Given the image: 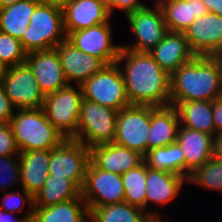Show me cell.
<instances>
[{
  "mask_svg": "<svg viewBox=\"0 0 222 222\" xmlns=\"http://www.w3.org/2000/svg\"><path fill=\"white\" fill-rule=\"evenodd\" d=\"M118 111L83 98L79 124L73 140L91 148L113 143Z\"/></svg>",
  "mask_w": 222,
  "mask_h": 222,
  "instance_id": "8992f818",
  "label": "cell"
},
{
  "mask_svg": "<svg viewBox=\"0 0 222 222\" xmlns=\"http://www.w3.org/2000/svg\"><path fill=\"white\" fill-rule=\"evenodd\" d=\"M90 149V161L104 171L119 175L136 168L144 160L139 152L115 143L101 144Z\"/></svg>",
  "mask_w": 222,
  "mask_h": 222,
  "instance_id": "d6986e66",
  "label": "cell"
},
{
  "mask_svg": "<svg viewBox=\"0 0 222 222\" xmlns=\"http://www.w3.org/2000/svg\"><path fill=\"white\" fill-rule=\"evenodd\" d=\"M148 53L169 75L196 57L184 32L169 31L164 39Z\"/></svg>",
  "mask_w": 222,
  "mask_h": 222,
  "instance_id": "ffe728a7",
  "label": "cell"
},
{
  "mask_svg": "<svg viewBox=\"0 0 222 222\" xmlns=\"http://www.w3.org/2000/svg\"><path fill=\"white\" fill-rule=\"evenodd\" d=\"M40 1L41 3L49 4V5L56 6L62 9L71 0H40Z\"/></svg>",
  "mask_w": 222,
  "mask_h": 222,
  "instance_id": "7bdbcfd3",
  "label": "cell"
},
{
  "mask_svg": "<svg viewBox=\"0 0 222 222\" xmlns=\"http://www.w3.org/2000/svg\"><path fill=\"white\" fill-rule=\"evenodd\" d=\"M40 0H21L0 9V31L21 40Z\"/></svg>",
  "mask_w": 222,
  "mask_h": 222,
  "instance_id": "83f0119b",
  "label": "cell"
},
{
  "mask_svg": "<svg viewBox=\"0 0 222 222\" xmlns=\"http://www.w3.org/2000/svg\"><path fill=\"white\" fill-rule=\"evenodd\" d=\"M96 1H99V2L105 3L107 6H108V4H109V0H96Z\"/></svg>",
  "mask_w": 222,
  "mask_h": 222,
  "instance_id": "c3c4849f",
  "label": "cell"
},
{
  "mask_svg": "<svg viewBox=\"0 0 222 222\" xmlns=\"http://www.w3.org/2000/svg\"><path fill=\"white\" fill-rule=\"evenodd\" d=\"M82 100L81 86L74 84L45 95L43 110L64 139H73L76 136Z\"/></svg>",
  "mask_w": 222,
  "mask_h": 222,
  "instance_id": "5b68a950",
  "label": "cell"
},
{
  "mask_svg": "<svg viewBox=\"0 0 222 222\" xmlns=\"http://www.w3.org/2000/svg\"><path fill=\"white\" fill-rule=\"evenodd\" d=\"M51 150H30L20 152V188L33 197L43 187L48 177Z\"/></svg>",
  "mask_w": 222,
  "mask_h": 222,
  "instance_id": "603a6c76",
  "label": "cell"
},
{
  "mask_svg": "<svg viewBox=\"0 0 222 222\" xmlns=\"http://www.w3.org/2000/svg\"><path fill=\"white\" fill-rule=\"evenodd\" d=\"M25 203L28 205L27 212H33L34 197L29 192L23 188H21V191L10 190L7 193L4 192L0 202V209L10 213H18L23 211Z\"/></svg>",
  "mask_w": 222,
  "mask_h": 222,
  "instance_id": "e575fe53",
  "label": "cell"
},
{
  "mask_svg": "<svg viewBox=\"0 0 222 222\" xmlns=\"http://www.w3.org/2000/svg\"><path fill=\"white\" fill-rule=\"evenodd\" d=\"M19 155L0 156V190L4 193L6 190L21 184ZM11 188V189H10Z\"/></svg>",
  "mask_w": 222,
  "mask_h": 222,
  "instance_id": "836d02e7",
  "label": "cell"
},
{
  "mask_svg": "<svg viewBox=\"0 0 222 222\" xmlns=\"http://www.w3.org/2000/svg\"><path fill=\"white\" fill-rule=\"evenodd\" d=\"M6 69L5 65L0 61V82H2L5 76Z\"/></svg>",
  "mask_w": 222,
  "mask_h": 222,
  "instance_id": "f6af8a7d",
  "label": "cell"
},
{
  "mask_svg": "<svg viewBox=\"0 0 222 222\" xmlns=\"http://www.w3.org/2000/svg\"><path fill=\"white\" fill-rule=\"evenodd\" d=\"M68 84L82 85L106 64L99 58L86 54L67 39L55 47Z\"/></svg>",
  "mask_w": 222,
  "mask_h": 222,
  "instance_id": "2e32d148",
  "label": "cell"
},
{
  "mask_svg": "<svg viewBox=\"0 0 222 222\" xmlns=\"http://www.w3.org/2000/svg\"><path fill=\"white\" fill-rule=\"evenodd\" d=\"M110 22L71 32L67 40L80 51L101 59L106 65L115 63L122 45L113 44Z\"/></svg>",
  "mask_w": 222,
  "mask_h": 222,
  "instance_id": "4fadbf2b",
  "label": "cell"
},
{
  "mask_svg": "<svg viewBox=\"0 0 222 222\" xmlns=\"http://www.w3.org/2000/svg\"><path fill=\"white\" fill-rule=\"evenodd\" d=\"M62 11L67 36L71 32L106 23L112 18L108 6L96 0H71Z\"/></svg>",
  "mask_w": 222,
  "mask_h": 222,
  "instance_id": "ac0fdd59",
  "label": "cell"
},
{
  "mask_svg": "<svg viewBox=\"0 0 222 222\" xmlns=\"http://www.w3.org/2000/svg\"><path fill=\"white\" fill-rule=\"evenodd\" d=\"M208 11L222 16V0H202Z\"/></svg>",
  "mask_w": 222,
  "mask_h": 222,
  "instance_id": "b9f144b4",
  "label": "cell"
},
{
  "mask_svg": "<svg viewBox=\"0 0 222 222\" xmlns=\"http://www.w3.org/2000/svg\"><path fill=\"white\" fill-rule=\"evenodd\" d=\"M10 124L20 152L51 150L64 140L47 119L43 108L17 109Z\"/></svg>",
  "mask_w": 222,
  "mask_h": 222,
  "instance_id": "3957f363",
  "label": "cell"
},
{
  "mask_svg": "<svg viewBox=\"0 0 222 222\" xmlns=\"http://www.w3.org/2000/svg\"><path fill=\"white\" fill-rule=\"evenodd\" d=\"M213 119L216 134L222 133V95L213 101Z\"/></svg>",
  "mask_w": 222,
  "mask_h": 222,
  "instance_id": "f35d334b",
  "label": "cell"
},
{
  "mask_svg": "<svg viewBox=\"0 0 222 222\" xmlns=\"http://www.w3.org/2000/svg\"><path fill=\"white\" fill-rule=\"evenodd\" d=\"M15 108L9 100L3 83L0 82V123H8L14 116Z\"/></svg>",
  "mask_w": 222,
  "mask_h": 222,
  "instance_id": "74e56055",
  "label": "cell"
},
{
  "mask_svg": "<svg viewBox=\"0 0 222 222\" xmlns=\"http://www.w3.org/2000/svg\"><path fill=\"white\" fill-rule=\"evenodd\" d=\"M80 86L82 96L86 100L97 102L118 112L130 105L124 79L116 62L106 65Z\"/></svg>",
  "mask_w": 222,
  "mask_h": 222,
  "instance_id": "52a82bcc",
  "label": "cell"
},
{
  "mask_svg": "<svg viewBox=\"0 0 222 222\" xmlns=\"http://www.w3.org/2000/svg\"><path fill=\"white\" fill-rule=\"evenodd\" d=\"M116 63L121 70L130 104L170 105V75L148 52L121 47Z\"/></svg>",
  "mask_w": 222,
  "mask_h": 222,
  "instance_id": "6da1fadb",
  "label": "cell"
},
{
  "mask_svg": "<svg viewBox=\"0 0 222 222\" xmlns=\"http://www.w3.org/2000/svg\"><path fill=\"white\" fill-rule=\"evenodd\" d=\"M180 127L174 106H151V124L148 131V150L168 146L176 142Z\"/></svg>",
  "mask_w": 222,
  "mask_h": 222,
  "instance_id": "7402d4cb",
  "label": "cell"
},
{
  "mask_svg": "<svg viewBox=\"0 0 222 222\" xmlns=\"http://www.w3.org/2000/svg\"><path fill=\"white\" fill-rule=\"evenodd\" d=\"M143 158L150 169L175 173L185 178V157L177 142L165 147L150 149Z\"/></svg>",
  "mask_w": 222,
  "mask_h": 222,
  "instance_id": "f1b7e54d",
  "label": "cell"
},
{
  "mask_svg": "<svg viewBox=\"0 0 222 222\" xmlns=\"http://www.w3.org/2000/svg\"><path fill=\"white\" fill-rule=\"evenodd\" d=\"M66 39L62 9L40 3L31 15L20 42L29 53L50 50Z\"/></svg>",
  "mask_w": 222,
  "mask_h": 222,
  "instance_id": "277c9868",
  "label": "cell"
},
{
  "mask_svg": "<svg viewBox=\"0 0 222 222\" xmlns=\"http://www.w3.org/2000/svg\"><path fill=\"white\" fill-rule=\"evenodd\" d=\"M222 95V73L214 57L196 56L170 75V101H214Z\"/></svg>",
  "mask_w": 222,
  "mask_h": 222,
  "instance_id": "7a4b0ae2",
  "label": "cell"
},
{
  "mask_svg": "<svg viewBox=\"0 0 222 222\" xmlns=\"http://www.w3.org/2000/svg\"><path fill=\"white\" fill-rule=\"evenodd\" d=\"M146 6L148 5L143 4L142 1L139 0H109L108 10L111 17L113 16L115 9L121 10L126 17L136 10Z\"/></svg>",
  "mask_w": 222,
  "mask_h": 222,
  "instance_id": "8d00e7d4",
  "label": "cell"
},
{
  "mask_svg": "<svg viewBox=\"0 0 222 222\" xmlns=\"http://www.w3.org/2000/svg\"><path fill=\"white\" fill-rule=\"evenodd\" d=\"M2 83L16 110L43 108L45 95L26 63L7 68Z\"/></svg>",
  "mask_w": 222,
  "mask_h": 222,
  "instance_id": "7c38bea8",
  "label": "cell"
},
{
  "mask_svg": "<svg viewBox=\"0 0 222 222\" xmlns=\"http://www.w3.org/2000/svg\"><path fill=\"white\" fill-rule=\"evenodd\" d=\"M164 217H151L148 222H167V219Z\"/></svg>",
  "mask_w": 222,
  "mask_h": 222,
  "instance_id": "7dc6e473",
  "label": "cell"
},
{
  "mask_svg": "<svg viewBox=\"0 0 222 222\" xmlns=\"http://www.w3.org/2000/svg\"><path fill=\"white\" fill-rule=\"evenodd\" d=\"M159 6L171 32H184L195 19L209 12L202 0H165Z\"/></svg>",
  "mask_w": 222,
  "mask_h": 222,
  "instance_id": "cb8c5ba5",
  "label": "cell"
},
{
  "mask_svg": "<svg viewBox=\"0 0 222 222\" xmlns=\"http://www.w3.org/2000/svg\"><path fill=\"white\" fill-rule=\"evenodd\" d=\"M81 189L69 178L48 175L34 196V207H49L78 198Z\"/></svg>",
  "mask_w": 222,
  "mask_h": 222,
  "instance_id": "4316f807",
  "label": "cell"
},
{
  "mask_svg": "<svg viewBox=\"0 0 222 222\" xmlns=\"http://www.w3.org/2000/svg\"><path fill=\"white\" fill-rule=\"evenodd\" d=\"M122 176L97 168L89 162L81 196L88 207H101L124 202Z\"/></svg>",
  "mask_w": 222,
  "mask_h": 222,
  "instance_id": "8fae6325",
  "label": "cell"
},
{
  "mask_svg": "<svg viewBox=\"0 0 222 222\" xmlns=\"http://www.w3.org/2000/svg\"><path fill=\"white\" fill-rule=\"evenodd\" d=\"M179 116L180 126L216 135L213 101H170Z\"/></svg>",
  "mask_w": 222,
  "mask_h": 222,
  "instance_id": "d4e9b609",
  "label": "cell"
},
{
  "mask_svg": "<svg viewBox=\"0 0 222 222\" xmlns=\"http://www.w3.org/2000/svg\"><path fill=\"white\" fill-rule=\"evenodd\" d=\"M186 183L187 178L180 175L163 170H153L147 167L145 193L146 212L151 217H162L159 210L157 211V207L155 206L152 208L150 207V204L154 203L157 206L160 205L159 207H164L166 204H170L173 199H176V197L183 192L181 190L184 188L183 186H185Z\"/></svg>",
  "mask_w": 222,
  "mask_h": 222,
  "instance_id": "9a60e30c",
  "label": "cell"
},
{
  "mask_svg": "<svg viewBox=\"0 0 222 222\" xmlns=\"http://www.w3.org/2000/svg\"><path fill=\"white\" fill-rule=\"evenodd\" d=\"M25 63L32 70L44 95L68 85L55 48L27 53Z\"/></svg>",
  "mask_w": 222,
  "mask_h": 222,
  "instance_id": "e0dca14e",
  "label": "cell"
},
{
  "mask_svg": "<svg viewBox=\"0 0 222 222\" xmlns=\"http://www.w3.org/2000/svg\"><path fill=\"white\" fill-rule=\"evenodd\" d=\"M92 222H148L151 216L127 202L101 207H88Z\"/></svg>",
  "mask_w": 222,
  "mask_h": 222,
  "instance_id": "f546056e",
  "label": "cell"
},
{
  "mask_svg": "<svg viewBox=\"0 0 222 222\" xmlns=\"http://www.w3.org/2000/svg\"><path fill=\"white\" fill-rule=\"evenodd\" d=\"M162 1H165V0H154V1H152L153 2V5L156 3V4H159V3H161Z\"/></svg>",
  "mask_w": 222,
  "mask_h": 222,
  "instance_id": "681fc988",
  "label": "cell"
},
{
  "mask_svg": "<svg viewBox=\"0 0 222 222\" xmlns=\"http://www.w3.org/2000/svg\"><path fill=\"white\" fill-rule=\"evenodd\" d=\"M187 183L222 193V161L211 158L189 175Z\"/></svg>",
  "mask_w": 222,
  "mask_h": 222,
  "instance_id": "1f68e13d",
  "label": "cell"
},
{
  "mask_svg": "<svg viewBox=\"0 0 222 222\" xmlns=\"http://www.w3.org/2000/svg\"><path fill=\"white\" fill-rule=\"evenodd\" d=\"M121 176L125 189L124 202L146 211V163L143 161L136 168L130 169Z\"/></svg>",
  "mask_w": 222,
  "mask_h": 222,
  "instance_id": "4dcf8cb0",
  "label": "cell"
},
{
  "mask_svg": "<svg viewBox=\"0 0 222 222\" xmlns=\"http://www.w3.org/2000/svg\"><path fill=\"white\" fill-rule=\"evenodd\" d=\"M212 158L222 161V133L213 136Z\"/></svg>",
  "mask_w": 222,
  "mask_h": 222,
  "instance_id": "60d3db41",
  "label": "cell"
},
{
  "mask_svg": "<svg viewBox=\"0 0 222 222\" xmlns=\"http://www.w3.org/2000/svg\"><path fill=\"white\" fill-rule=\"evenodd\" d=\"M14 213L6 212L0 209V222H25L28 220H32L33 212H26L21 217L17 218L14 217Z\"/></svg>",
  "mask_w": 222,
  "mask_h": 222,
  "instance_id": "ab89813d",
  "label": "cell"
},
{
  "mask_svg": "<svg viewBox=\"0 0 222 222\" xmlns=\"http://www.w3.org/2000/svg\"><path fill=\"white\" fill-rule=\"evenodd\" d=\"M214 58L218 61L219 65H220V69H221V73H222V50L217 53Z\"/></svg>",
  "mask_w": 222,
  "mask_h": 222,
  "instance_id": "bcb514c9",
  "label": "cell"
},
{
  "mask_svg": "<svg viewBox=\"0 0 222 222\" xmlns=\"http://www.w3.org/2000/svg\"><path fill=\"white\" fill-rule=\"evenodd\" d=\"M21 0H0V9L12 5Z\"/></svg>",
  "mask_w": 222,
  "mask_h": 222,
  "instance_id": "ee69618b",
  "label": "cell"
},
{
  "mask_svg": "<svg viewBox=\"0 0 222 222\" xmlns=\"http://www.w3.org/2000/svg\"><path fill=\"white\" fill-rule=\"evenodd\" d=\"M135 36L133 44L122 45L135 52H150L169 32L159 4L146 6L126 16Z\"/></svg>",
  "mask_w": 222,
  "mask_h": 222,
  "instance_id": "9c48e42d",
  "label": "cell"
},
{
  "mask_svg": "<svg viewBox=\"0 0 222 222\" xmlns=\"http://www.w3.org/2000/svg\"><path fill=\"white\" fill-rule=\"evenodd\" d=\"M89 162L90 149L86 145L73 139H64L51 149L48 175L69 178L82 189Z\"/></svg>",
  "mask_w": 222,
  "mask_h": 222,
  "instance_id": "30bf717a",
  "label": "cell"
},
{
  "mask_svg": "<svg viewBox=\"0 0 222 222\" xmlns=\"http://www.w3.org/2000/svg\"><path fill=\"white\" fill-rule=\"evenodd\" d=\"M151 105L130 104L118 112L113 143L145 155L148 151V131Z\"/></svg>",
  "mask_w": 222,
  "mask_h": 222,
  "instance_id": "ba28073f",
  "label": "cell"
},
{
  "mask_svg": "<svg viewBox=\"0 0 222 222\" xmlns=\"http://www.w3.org/2000/svg\"><path fill=\"white\" fill-rule=\"evenodd\" d=\"M26 56L19 39L0 31V61L6 68L25 63Z\"/></svg>",
  "mask_w": 222,
  "mask_h": 222,
  "instance_id": "d6a6232c",
  "label": "cell"
},
{
  "mask_svg": "<svg viewBox=\"0 0 222 222\" xmlns=\"http://www.w3.org/2000/svg\"><path fill=\"white\" fill-rule=\"evenodd\" d=\"M176 142L185 157V178L212 158L213 135L180 126Z\"/></svg>",
  "mask_w": 222,
  "mask_h": 222,
  "instance_id": "44dd1931",
  "label": "cell"
},
{
  "mask_svg": "<svg viewBox=\"0 0 222 222\" xmlns=\"http://www.w3.org/2000/svg\"><path fill=\"white\" fill-rule=\"evenodd\" d=\"M10 122L0 123V156L19 155Z\"/></svg>",
  "mask_w": 222,
  "mask_h": 222,
  "instance_id": "d590c367",
  "label": "cell"
},
{
  "mask_svg": "<svg viewBox=\"0 0 222 222\" xmlns=\"http://www.w3.org/2000/svg\"><path fill=\"white\" fill-rule=\"evenodd\" d=\"M89 209L80 195L78 198L49 207H34L33 222H88Z\"/></svg>",
  "mask_w": 222,
  "mask_h": 222,
  "instance_id": "484cf974",
  "label": "cell"
},
{
  "mask_svg": "<svg viewBox=\"0 0 222 222\" xmlns=\"http://www.w3.org/2000/svg\"><path fill=\"white\" fill-rule=\"evenodd\" d=\"M196 56L214 57L222 50V16L208 12L184 31Z\"/></svg>",
  "mask_w": 222,
  "mask_h": 222,
  "instance_id": "5bb4252c",
  "label": "cell"
}]
</instances>
